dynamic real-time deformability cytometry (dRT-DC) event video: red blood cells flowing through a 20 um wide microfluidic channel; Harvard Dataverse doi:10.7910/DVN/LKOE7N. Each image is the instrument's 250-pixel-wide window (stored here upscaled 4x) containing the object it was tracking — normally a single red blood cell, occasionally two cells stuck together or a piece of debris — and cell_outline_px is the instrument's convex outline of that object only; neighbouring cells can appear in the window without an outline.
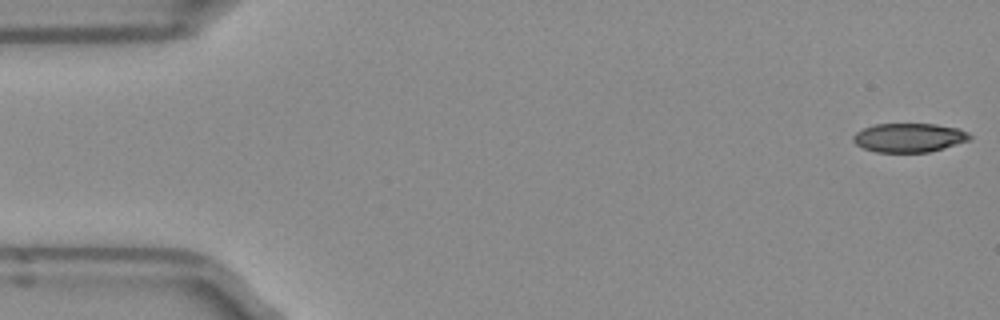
{"species": "Egyptian fruit bat (a non-hibernating species)", "species_latin": "Rousettus aegyptiacus", "temperature_condition": "room temperature", "stored_images_in_passage": 50, "camera_frame_rate_fps": 3000, "um_per_image_px": 0.085, "frame": {"image": 1, "passage_image": 1, "time_ms": 0.0, "image_size_px": [1000, 320], "cell_outline_px": [[972, 140], [944, 148], [928, 152], [876, 152], [864, 148], [856, 144], [852, 140], [852, 136], [856, 132], [864, 128], [876, 124], [936, 124], [960, 128], [968, 132], [972, 136]], "centroid_in_image_um": [77.31, 11.7], "position_along_channel_um": 7.7, "area_um2": 19.83}}
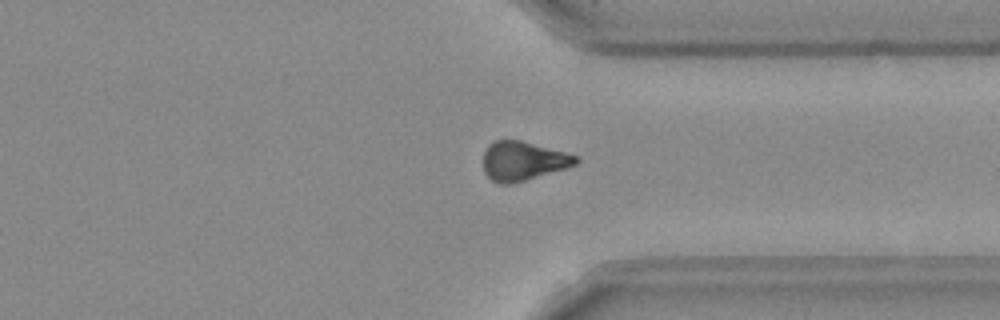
{"frame": {"image": 2, "passage_image": 38, "time_ms": 12.333, "image_size_px": [1000, 320], "cell_outline_px": [[580, 160], [576, 164], [568, 168], [512, 184], [500, 184], [492, 180], [484, 172], [484, 152], [488, 144], [496, 140], [520, 140], [580, 156]], "centroid_in_image_um": [44.48, 13.69], "position_along_channel_um": 366.9, "area_um2": 21.21}}
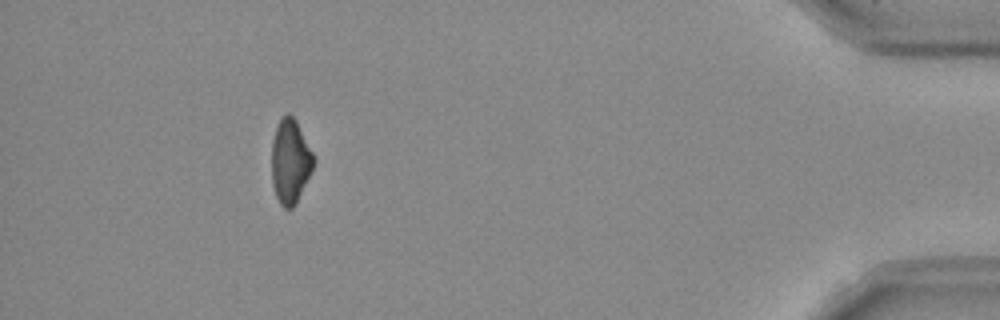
{"frame": {"image": 3, "passage_image": 46, "time_ms": 15.0, "image_size_px": [1000, 320], "cell_outline_px": [[316, 160], [296, 204], [292, 208], [284, 208], [280, 204], [276, 196], [272, 184], [272, 140], [276, 128], [280, 120], [288, 112], [296, 120]], "centroid_in_image_um": [24.67, 13.73], "position_along_channel_um": 410.5, "area_um2": 20.4}, "authors_computed_cell_mechanics": {"area_um2": 21.5883, "velocity_mm_per_s": 3.97, "shape_relaxation_time_tau1_ms": 7.6651, "shape_relaxation_time_tau2_ms": null, "deformation_change_tau1": 0.1683, "deformation_change_tau2": null}}